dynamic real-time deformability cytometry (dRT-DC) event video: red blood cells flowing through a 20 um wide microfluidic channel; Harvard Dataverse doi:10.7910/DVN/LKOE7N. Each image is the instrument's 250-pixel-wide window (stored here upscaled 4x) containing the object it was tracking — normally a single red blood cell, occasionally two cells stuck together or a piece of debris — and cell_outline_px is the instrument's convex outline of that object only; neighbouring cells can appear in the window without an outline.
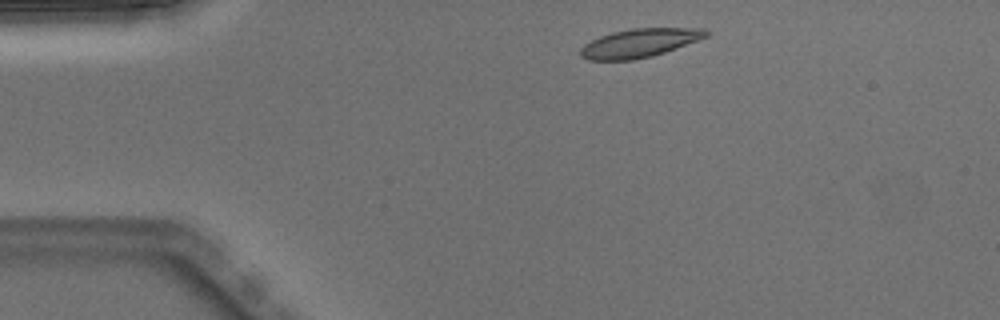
{"species": "Egyptian fruit bat (a non-hibernating species)", "species_latin": "Rousettus aegyptiacus", "temperature_condition": "warm", "stored_images_in_passage": 2, "camera_frame_rate_fps": 3000, "um_per_image_px": 0.085, "animal": {"sex": "male"}, "frame": {"image": 1, "passage_image": 1, "time_ms": 0.0, "image_size_px": [1000, 320], "cell_outline_px": [[708, 36], [664, 52], [652, 56], [632, 60], [588, 60], [580, 56], [580, 48], [584, 44], [600, 36], [612, 32], [632, 28], [704, 28], [708, 32]], "centroid_in_image_um": [54.32, 3.65], "position_along_channel_um": 30.7, "area_um2": 20.81}}